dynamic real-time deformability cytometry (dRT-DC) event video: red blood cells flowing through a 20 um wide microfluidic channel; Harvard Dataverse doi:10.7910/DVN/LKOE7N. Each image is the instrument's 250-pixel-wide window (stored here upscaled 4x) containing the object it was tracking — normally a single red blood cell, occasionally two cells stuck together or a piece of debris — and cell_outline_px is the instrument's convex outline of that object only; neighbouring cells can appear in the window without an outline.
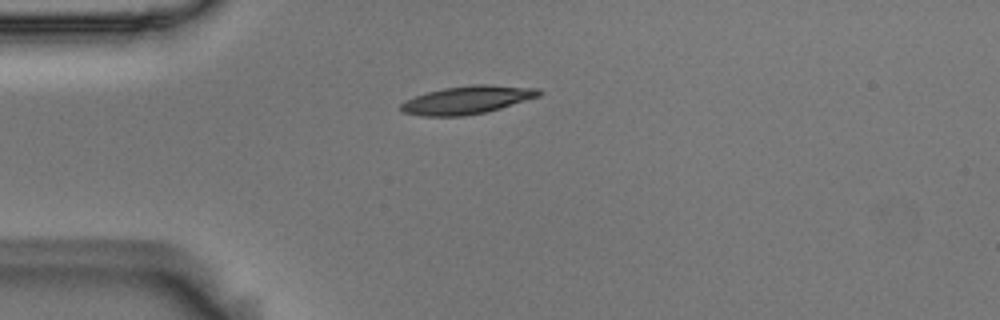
{"species": "Egyptian fruit bat (a non-hibernating species)", "species_latin": "Rousettus aegyptiacus", "temperature_condition": "room temperature", "stored_images_in_passage": 4, "camera_frame_rate_fps": 3000, "um_per_image_px": 0.085, "animal": {"sex": "male"}, "frame": {"image": 1, "passage_image": 1, "time_ms": 0.0, "image_size_px": [1000, 320], "cell_outline_px": [[544, 92], [540, 96], [500, 108], [484, 112], [464, 116], [420, 116], [404, 112], [400, 108], [400, 104], [404, 100], [428, 92], [444, 88], [472, 84], [492, 84], [540, 88]], "centroid_in_image_um": [39.75, 8.48], "position_along_channel_um": 45.3, "area_um2": 22.66}}
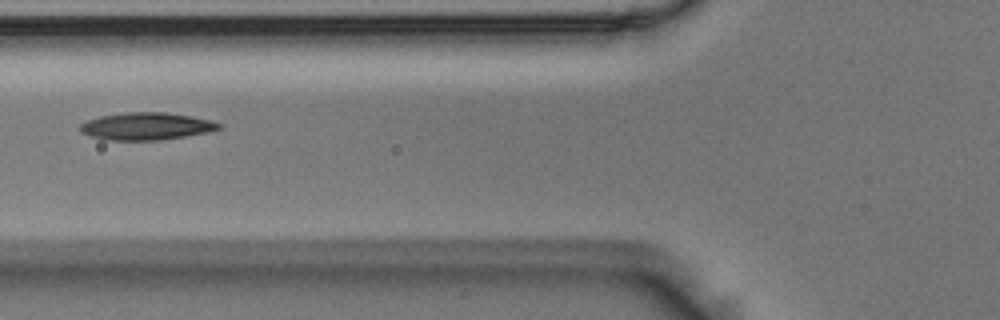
{"frame": {"image": 2, "passage_image": 3, "time_ms": 0.667, "image_size_px": [1000, 320], "cell_outline_px": [[224, 124], [220, 128], [208, 132], [160, 140], [104, 140], [92, 136], [84, 132], [80, 128], [80, 124], [88, 120], [100, 116], [124, 112], [168, 112], [192, 116], [212, 120]], "centroid_in_image_um": [12.48, 10.72], "position_along_channel_um": 113.3, "area_um2": 22.14}}
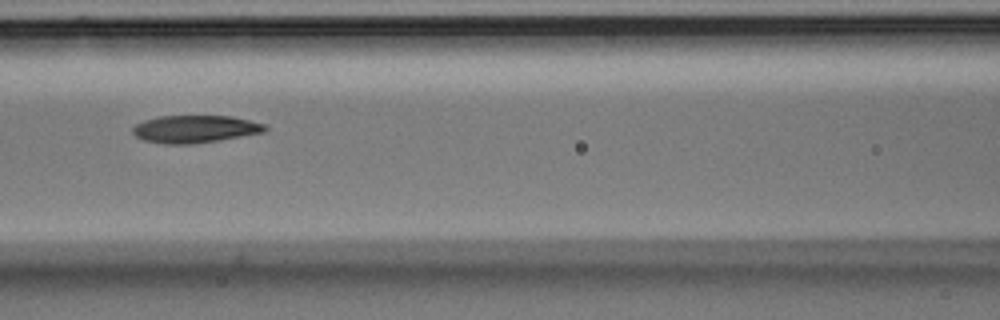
{"frame": {"image": 3, "passage_image": 4, "time_ms": 1.0, "image_size_px": [1000, 320], "cell_outline_px": [[268, 128], [264, 132], [192, 144], [164, 144], [144, 140], [136, 136], [132, 132], [132, 128], [136, 124], [144, 120], [156, 116], [232, 116], [264, 124]], "centroid_in_image_um": [16.53, 10.96], "position_along_channel_um": 150.1, "area_um2": 21.04}}